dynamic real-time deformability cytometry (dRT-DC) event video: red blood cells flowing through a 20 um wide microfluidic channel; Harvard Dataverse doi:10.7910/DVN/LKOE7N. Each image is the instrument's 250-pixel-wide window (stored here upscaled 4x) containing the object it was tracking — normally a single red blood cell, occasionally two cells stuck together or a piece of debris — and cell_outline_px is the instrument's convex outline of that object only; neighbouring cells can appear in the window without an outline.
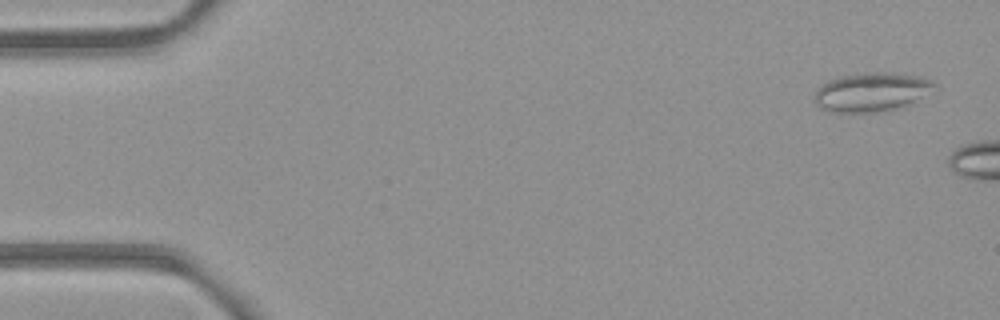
{"species": "common noctule bat (a hibernating species)", "species_latin": "Nyctalus noctula", "temperature_condition": "room temperature", "stored_images_in_passage": 8, "camera_frame_rate_fps": 3000, "um_per_image_px": 0.085, "animal": {"sex": "female", "body_mass_g": 21.9}, "frame": {"image": 1, "passage_image": 3, "time_ms": 0.667, "image_size_px": [1000, 320], "cell_outline_px": [[936, 84], [908, 108], [880, 112], [828, 112], [820, 108], [816, 104], [816, 88], [828, 80], [840, 76], [864, 72], [888, 72], [920, 76], [932, 80]], "centroid_in_image_um": [74.08, 7.83], "position_along_channel_um": 10.9, "area_um2": 27.57}}